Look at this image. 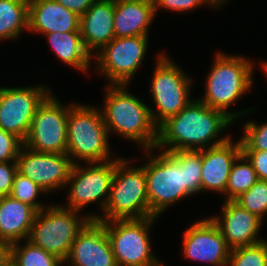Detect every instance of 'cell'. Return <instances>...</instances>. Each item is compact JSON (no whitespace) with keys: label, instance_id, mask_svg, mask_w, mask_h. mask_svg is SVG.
Instances as JSON below:
<instances>
[{"label":"cell","instance_id":"6da1fadb","mask_svg":"<svg viewBox=\"0 0 267 266\" xmlns=\"http://www.w3.org/2000/svg\"><path fill=\"white\" fill-rule=\"evenodd\" d=\"M156 147L144 150L146 187L150 214L159 217L180 199L201 192L202 149L166 152L152 155ZM151 154V157L150 155Z\"/></svg>","mask_w":267,"mask_h":266},{"label":"cell","instance_id":"7a4b0ae2","mask_svg":"<svg viewBox=\"0 0 267 266\" xmlns=\"http://www.w3.org/2000/svg\"><path fill=\"white\" fill-rule=\"evenodd\" d=\"M232 122L234 121L223 111L210 108L199 99H194L158 128L156 150H201L221 145L230 135L217 137Z\"/></svg>","mask_w":267,"mask_h":266},{"label":"cell","instance_id":"3957f363","mask_svg":"<svg viewBox=\"0 0 267 266\" xmlns=\"http://www.w3.org/2000/svg\"><path fill=\"white\" fill-rule=\"evenodd\" d=\"M127 87L126 84L106 86L105 101L100 109L108 133L116 132L123 139L139 144L142 149H152L157 145L158 127L154 124L150 107L127 92Z\"/></svg>","mask_w":267,"mask_h":266},{"label":"cell","instance_id":"277c9868","mask_svg":"<svg viewBox=\"0 0 267 266\" xmlns=\"http://www.w3.org/2000/svg\"><path fill=\"white\" fill-rule=\"evenodd\" d=\"M253 66L246 57L218 52L206 78L205 94L198 99L210 108L223 111L233 121L246 115L252 110L235 112L228 108L253 87Z\"/></svg>","mask_w":267,"mask_h":266},{"label":"cell","instance_id":"5b68a950","mask_svg":"<svg viewBox=\"0 0 267 266\" xmlns=\"http://www.w3.org/2000/svg\"><path fill=\"white\" fill-rule=\"evenodd\" d=\"M128 159L117 157L110 195L102 215H87L91 220L108 222L119 219L153 217L150 214L143 166H130Z\"/></svg>","mask_w":267,"mask_h":266},{"label":"cell","instance_id":"8992f818","mask_svg":"<svg viewBox=\"0 0 267 266\" xmlns=\"http://www.w3.org/2000/svg\"><path fill=\"white\" fill-rule=\"evenodd\" d=\"M74 104L67 119V154L74 160L100 163L113 160L110 157L109 133L100 108Z\"/></svg>","mask_w":267,"mask_h":266},{"label":"cell","instance_id":"52a82bcc","mask_svg":"<svg viewBox=\"0 0 267 266\" xmlns=\"http://www.w3.org/2000/svg\"><path fill=\"white\" fill-rule=\"evenodd\" d=\"M79 213L65 206L50 204L37 212L28 240L64 262L77 235L91 220Z\"/></svg>","mask_w":267,"mask_h":266},{"label":"cell","instance_id":"ba28073f","mask_svg":"<svg viewBox=\"0 0 267 266\" xmlns=\"http://www.w3.org/2000/svg\"><path fill=\"white\" fill-rule=\"evenodd\" d=\"M158 217L101 222L105 226L117 266H159L151 250V226ZM150 235V236H149Z\"/></svg>","mask_w":267,"mask_h":266},{"label":"cell","instance_id":"9c48e42d","mask_svg":"<svg viewBox=\"0 0 267 266\" xmlns=\"http://www.w3.org/2000/svg\"><path fill=\"white\" fill-rule=\"evenodd\" d=\"M151 81V95L155 109L150 108L154 124L159 128L169 118L176 116L193 99H190L192 79L186 72L166 57L158 54Z\"/></svg>","mask_w":267,"mask_h":266},{"label":"cell","instance_id":"30bf717a","mask_svg":"<svg viewBox=\"0 0 267 266\" xmlns=\"http://www.w3.org/2000/svg\"><path fill=\"white\" fill-rule=\"evenodd\" d=\"M67 105L50 93L37 108L23 145L39 153L67 154V119L73 103Z\"/></svg>","mask_w":267,"mask_h":266},{"label":"cell","instance_id":"8fae6325","mask_svg":"<svg viewBox=\"0 0 267 266\" xmlns=\"http://www.w3.org/2000/svg\"><path fill=\"white\" fill-rule=\"evenodd\" d=\"M88 165L87 167H81L80 163L73 165L65 186L69 187L66 208L81 212L83 207L97 201L104 212L117 158L106 162L88 163Z\"/></svg>","mask_w":267,"mask_h":266},{"label":"cell","instance_id":"7c38bea8","mask_svg":"<svg viewBox=\"0 0 267 266\" xmlns=\"http://www.w3.org/2000/svg\"><path fill=\"white\" fill-rule=\"evenodd\" d=\"M148 36L115 37L93 56L97 59L96 69L110 85L130 83L147 53Z\"/></svg>","mask_w":267,"mask_h":266},{"label":"cell","instance_id":"4fadbf2b","mask_svg":"<svg viewBox=\"0 0 267 266\" xmlns=\"http://www.w3.org/2000/svg\"><path fill=\"white\" fill-rule=\"evenodd\" d=\"M50 93L46 85L0 88V129L24 142L37 108Z\"/></svg>","mask_w":267,"mask_h":266},{"label":"cell","instance_id":"5bb4252c","mask_svg":"<svg viewBox=\"0 0 267 266\" xmlns=\"http://www.w3.org/2000/svg\"><path fill=\"white\" fill-rule=\"evenodd\" d=\"M16 164L17 172L30 178L46 193L63 189L74 165L68 154L39 153L24 145Z\"/></svg>","mask_w":267,"mask_h":266},{"label":"cell","instance_id":"9a60e30c","mask_svg":"<svg viewBox=\"0 0 267 266\" xmlns=\"http://www.w3.org/2000/svg\"><path fill=\"white\" fill-rule=\"evenodd\" d=\"M182 235L187 259L211 266H228L231 249L211 216L193 223Z\"/></svg>","mask_w":267,"mask_h":266},{"label":"cell","instance_id":"2e32d148","mask_svg":"<svg viewBox=\"0 0 267 266\" xmlns=\"http://www.w3.org/2000/svg\"><path fill=\"white\" fill-rule=\"evenodd\" d=\"M65 262L68 266H117L105 226L100 221L90 220L79 232Z\"/></svg>","mask_w":267,"mask_h":266},{"label":"cell","instance_id":"e0dca14e","mask_svg":"<svg viewBox=\"0 0 267 266\" xmlns=\"http://www.w3.org/2000/svg\"><path fill=\"white\" fill-rule=\"evenodd\" d=\"M222 214L211 219L220 229L226 244L230 249L248 246L264 241L258 238L262 219L248 212L235 200H225ZM222 217V218H221Z\"/></svg>","mask_w":267,"mask_h":266},{"label":"cell","instance_id":"ac0fdd59","mask_svg":"<svg viewBox=\"0 0 267 266\" xmlns=\"http://www.w3.org/2000/svg\"><path fill=\"white\" fill-rule=\"evenodd\" d=\"M241 153L240 138L236 142L229 138L221 145L202 149L201 192L213 190L226 195L232 165Z\"/></svg>","mask_w":267,"mask_h":266},{"label":"cell","instance_id":"d6986e66","mask_svg":"<svg viewBox=\"0 0 267 266\" xmlns=\"http://www.w3.org/2000/svg\"><path fill=\"white\" fill-rule=\"evenodd\" d=\"M79 31L86 50L93 57L115 38L114 0H96L80 17Z\"/></svg>","mask_w":267,"mask_h":266},{"label":"cell","instance_id":"ffe728a7","mask_svg":"<svg viewBox=\"0 0 267 266\" xmlns=\"http://www.w3.org/2000/svg\"><path fill=\"white\" fill-rule=\"evenodd\" d=\"M80 16L55 0H29L28 31L48 34L80 32Z\"/></svg>","mask_w":267,"mask_h":266},{"label":"cell","instance_id":"44dd1931","mask_svg":"<svg viewBox=\"0 0 267 266\" xmlns=\"http://www.w3.org/2000/svg\"><path fill=\"white\" fill-rule=\"evenodd\" d=\"M155 14L153 0H114L115 37L148 35Z\"/></svg>","mask_w":267,"mask_h":266},{"label":"cell","instance_id":"7402d4cb","mask_svg":"<svg viewBox=\"0 0 267 266\" xmlns=\"http://www.w3.org/2000/svg\"><path fill=\"white\" fill-rule=\"evenodd\" d=\"M37 212L10 195L0 197V240L13 244L28 239Z\"/></svg>","mask_w":267,"mask_h":266},{"label":"cell","instance_id":"603a6c76","mask_svg":"<svg viewBox=\"0 0 267 266\" xmlns=\"http://www.w3.org/2000/svg\"><path fill=\"white\" fill-rule=\"evenodd\" d=\"M44 36L60 61L79 71L90 69L93 57L86 50L80 32H53Z\"/></svg>","mask_w":267,"mask_h":266},{"label":"cell","instance_id":"cb8c5ba5","mask_svg":"<svg viewBox=\"0 0 267 266\" xmlns=\"http://www.w3.org/2000/svg\"><path fill=\"white\" fill-rule=\"evenodd\" d=\"M29 0H0V41L16 39L28 30Z\"/></svg>","mask_w":267,"mask_h":266},{"label":"cell","instance_id":"d4e9b609","mask_svg":"<svg viewBox=\"0 0 267 266\" xmlns=\"http://www.w3.org/2000/svg\"><path fill=\"white\" fill-rule=\"evenodd\" d=\"M258 181L257 174L248 158L241 153L232 165L226 187L225 200H235Z\"/></svg>","mask_w":267,"mask_h":266},{"label":"cell","instance_id":"484cf974","mask_svg":"<svg viewBox=\"0 0 267 266\" xmlns=\"http://www.w3.org/2000/svg\"><path fill=\"white\" fill-rule=\"evenodd\" d=\"M23 246L20 241L11 244V257L18 266H65L55 255L44 251L28 239Z\"/></svg>","mask_w":267,"mask_h":266},{"label":"cell","instance_id":"4316f807","mask_svg":"<svg viewBox=\"0 0 267 266\" xmlns=\"http://www.w3.org/2000/svg\"><path fill=\"white\" fill-rule=\"evenodd\" d=\"M228 266H267V240L231 249Z\"/></svg>","mask_w":267,"mask_h":266},{"label":"cell","instance_id":"83f0119b","mask_svg":"<svg viewBox=\"0 0 267 266\" xmlns=\"http://www.w3.org/2000/svg\"><path fill=\"white\" fill-rule=\"evenodd\" d=\"M235 201L248 212L257 215L264 221L263 218L267 215V181L258 180Z\"/></svg>","mask_w":267,"mask_h":266},{"label":"cell","instance_id":"f1b7e54d","mask_svg":"<svg viewBox=\"0 0 267 266\" xmlns=\"http://www.w3.org/2000/svg\"><path fill=\"white\" fill-rule=\"evenodd\" d=\"M43 193L46 194V192L30 178L23 176L19 172L15 174L10 193L12 198L27 203L37 211H40L47 207L36 200L37 197Z\"/></svg>","mask_w":267,"mask_h":266},{"label":"cell","instance_id":"f546056e","mask_svg":"<svg viewBox=\"0 0 267 266\" xmlns=\"http://www.w3.org/2000/svg\"><path fill=\"white\" fill-rule=\"evenodd\" d=\"M244 135L241 136V150L267 151V123L257 124L248 121L244 125Z\"/></svg>","mask_w":267,"mask_h":266},{"label":"cell","instance_id":"4dcf8cb0","mask_svg":"<svg viewBox=\"0 0 267 266\" xmlns=\"http://www.w3.org/2000/svg\"><path fill=\"white\" fill-rule=\"evenodd\" d=\"M23 141L15 134L0 129V162L16 161Z\"/></svg>","mask_w":267,"mask_h":266},{"label":"cell","instance_id":"1f68e13d","mask_svg":"<svg viewBox=\"0 0 267 266\" xmlns=\"http://www.w3.org/2000/svg\"><path fill=\"white\" fill-rule=\"evenodd\" d=\"M153 2L155 13L157 12L156 10H159L160 8H164L166 10H169L170 12H189L195 8H199V6H202L204 4H207L208 6L215 9L217 8L210 0H153Z\"/></svg>","mask_w":267,"mask_h":266},{"label":"cell","instance_id":"d6a6232c","mask_svg":"<svg viewBox=\"0 0 267 266\" xmlns=\"http://www.w3.org/2000/svg\"><path fill=\"white\" fill-rule=\"evenodd\" d=\"M16 173V161L0 162V197L10 195Z\"/></svg>","mask_w":267,"mask_h":266},{"label":"cell","instance_id":"836d02e7","mask_svg":"<svg viewBox=\"0 0 267 266\" xmlns=\"http://www.w3.org/2000/svg\"><path fill=\"white\" fill-rule=\"evenodd\" d=\"M242 153L251 162L258 180L267 181V151L242 150Z\"/></svg>","mask_w":267,"mask_h":266},{"label":"cell","instance_id":"e575fe53","mask_svg":"<svg viewBox=\"0 0 267 266\" xmlns=\"http://www.w3.org/2000/svg\"><path fill=\"white\" fill-rule=\"evenodd\" d=\"M71 12L82 16L96 0H55Z\"/></svg>","mask_w":267,"mask_h":266},{"label":"cell","instance_id":"d590c367","mask_svg":"<svg viewBox=\"0 0 267 266\" xmlns=\"http://www.w3.org/2000/svg\"><path fill=\"white\" fill-rule=\"evenodd\" d=\"M11 256V244L0 240V266Z\"/></svg>","mask_w":267,"mask_h":266},{"label":"cell","instance_id":"8d00e7d4","mask_svg":"<svg viewBox=\"0 0 267 266\" xmlns=\"http://www.w3.org/2000/svg\"><path fill=\"white\" fill-rule=\"evenodd\" d=\"M2 266H18V264L10 256Z\"/></svg>","mask_w":267,"mask_h":266},{"label":"cell","instance_id":"74e56055","mask_svg":"<svg viewBox=\"0 0 267 266\" xmlns=\"http://www.w3.org/2000/svg\"><path fill=\"white\" fill-rule=\"evenodd\" d=\"M216 7L223 6L228 0H210Z\"/></svg>","mask_w":267,"mask_h":266},{"label":"cell","instance_id":"f35d334b","mask_svg":"<svg viewBox=\"0 0 267 266\" xmlns=\"http://www.w3.org/2000/svg\"><path fill=\"white\" fill-rule=\"evenodd\" d=\"M261 64H262L261 68L263 69L264 75L267 77V61H264Z\"/></svg>","mask_w":267,"mask_h":266}]
</instances>
